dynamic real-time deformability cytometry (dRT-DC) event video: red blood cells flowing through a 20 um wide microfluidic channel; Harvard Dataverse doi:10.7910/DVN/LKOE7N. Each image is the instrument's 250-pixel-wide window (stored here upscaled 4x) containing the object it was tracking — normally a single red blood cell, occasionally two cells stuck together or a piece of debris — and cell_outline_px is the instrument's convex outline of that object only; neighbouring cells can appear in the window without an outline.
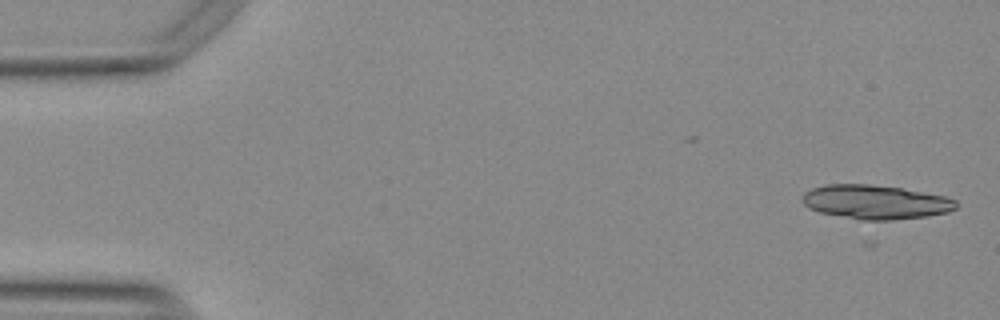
{"species": "Egyptian fruit bat (a non-hibernating species)", "species_latin": "Rousettus aegyptiacus", "temperature_condition": "warm", "stored_images_in_passage": 48, "camera_frame_rate_fps": 3000, "um_per_image_px": 0.085, "animal": {"sex": "female"}, "frame": {"image": 1, "passage_image": 1, "time_ms": 0.0, "image_size_px": [1000, 320], "cell_outline_px": [[956, 208], [948, 212], [924, 216], [872, 224], [868, 224], [820, 212], [808, 208], [800, 200], [804, 192], [812, 188], [828, 184], [868, 184], [900, 188], [944, 196], [956, 200]], "centroid_in_image_um": [74.35, 17.22], "position_along_channel_um": 10.6, "area_um2": 31.44}, "authors_computed_cell_mechanics": {"area_um2": 18.9584, "velocity_mm_per_s": 3.7779, "shape_relaxation_time_tau1_ms": 9.1304, "shape_relaxation_time_tau2_ms": null, "deformation_change_tau1": null, "deformation_change_tau2": null}}